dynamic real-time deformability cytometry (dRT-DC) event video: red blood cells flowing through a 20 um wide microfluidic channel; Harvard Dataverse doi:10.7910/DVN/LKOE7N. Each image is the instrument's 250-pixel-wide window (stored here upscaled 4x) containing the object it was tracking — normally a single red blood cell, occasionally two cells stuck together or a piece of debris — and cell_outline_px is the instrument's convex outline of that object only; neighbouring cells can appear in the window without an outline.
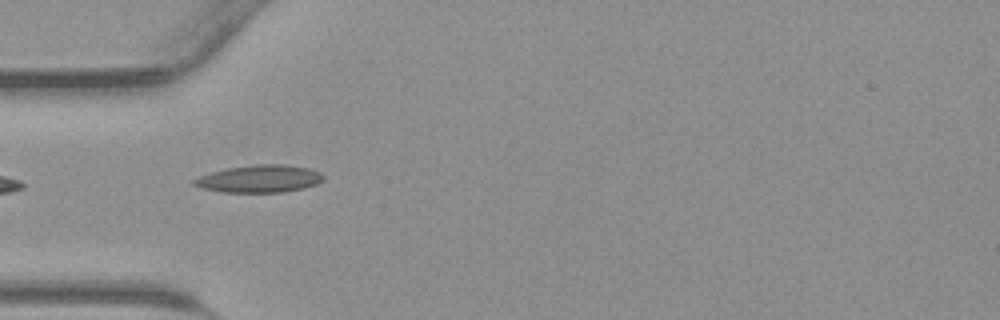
{"species": "common noctule bat (a hibernating species)", "species_latin": "Nyctalus noctula", "temperature_condition": "warm", "stored_images_in_passage": 27, "camera_frame_rate_fps": 3000, "um_per_image_px": 0.085, "animal": {"sex": "male", "body_mass_g": 23.1, "forearm_length_mm": 52.7}, "frame": {"image": 1, "passage_image": 1, "time_ms": 0.0, "image_size_px": [1000, 320], "cell_outline_px": [[324, 180], [316, 184], [304, 188], [284, 192], [224, 192], [200, 188], [192, 184], [192, 180], [200, 176], [212, 172], [228, 168], [256, 164], [280, 164], [308, 168], [320, 172], [324, 176]], "centroid_in_image_um": [22.06, 15.2], "position_along_channel_um": 62.9, "area_um2": 20.63}}
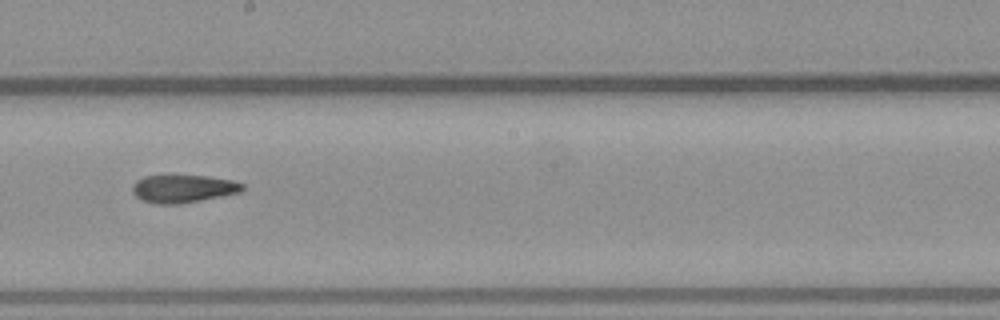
{"frame": {"image": 2, "passage_image": 12, "time_ms": 3.667, "image_size_px": [1000, 320], "cell_outline_px": [[244, 188], [240, 192], [180, 204], [156, 204], [140, 200], [132, 192], [132, 184], [136, 180], [144, 176], [208, 176], [232, 180], [244, 184]], "centroid_in_image_um": [15.53, 16.04], "position_along_channel_um": 232.7, "area_um2": 17.8}}
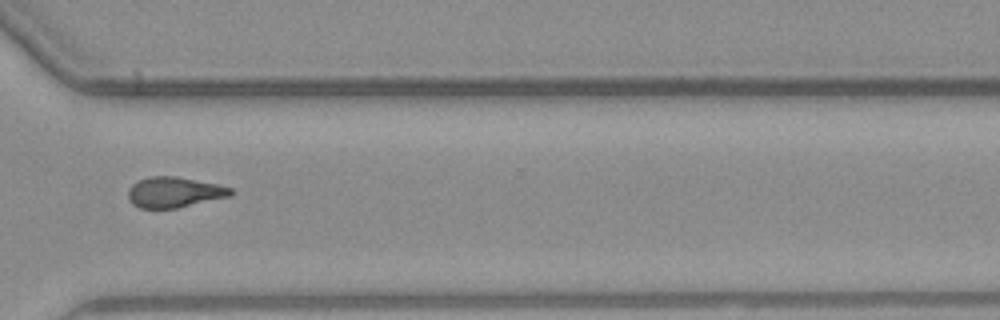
{"frame": {"image": 3, "passage_image": 20, "time_ms": 6.333, "image_size_px": [1000, 320], "cell_outline_px": [[232, 196], [176, 208], [140, 208], [132, 204], [128, 200], [128, 188], [132, 184], [148, 176], [176, 176], [216, 184], [232, 188]], "centroid_in_image_um": [14.79, 16.34], "position_along_channel_um": 355.8, "area_um2": 18.26}}